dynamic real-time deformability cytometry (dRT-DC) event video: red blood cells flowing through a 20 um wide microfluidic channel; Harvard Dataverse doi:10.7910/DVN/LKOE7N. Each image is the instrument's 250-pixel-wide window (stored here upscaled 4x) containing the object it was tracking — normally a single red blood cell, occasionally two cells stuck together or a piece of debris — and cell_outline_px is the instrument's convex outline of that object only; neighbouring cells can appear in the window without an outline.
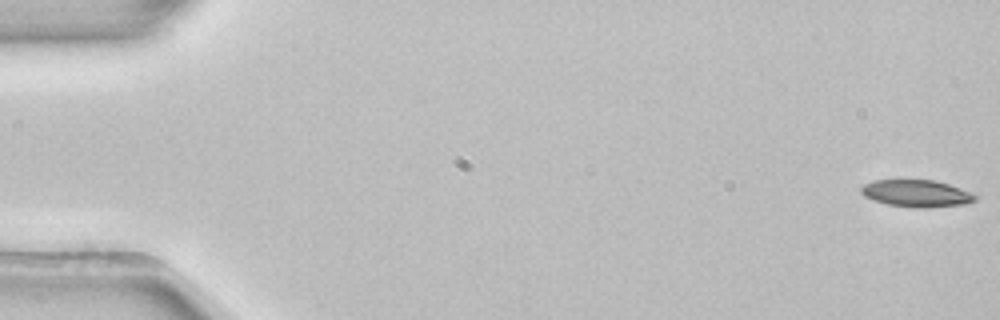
{"species": "common noctule bat (a hibernating species)", "species_latin": "Nyctalus noctula", "temperature_condition": "room temperature", "stored_images_in_passage": 53, "camera_frame_rate_fps": 3000, "um_per_image_px": 0.085, "animal": {"sex": "female", "body_mass_g": 22.7, "forearm_length_mm": 54.2}, "frame": {"image": 1, "passage_image": 1, "time_ms": 0.0, "image_size_px": [1000, 320], "cell_outline_px": [[980, 196], [976, 200], [968, 204], [924, 208], [920, 208], [888, 204], [872, 200], [864, 196], [860, 192], [860, 188], [864, 184], [872, 180], [936, 180], [972, 192]], "centroid_in_image_um": [77.94, 16.44], "position_along_channel_um": 7.1, "area_um2": 18.21}}
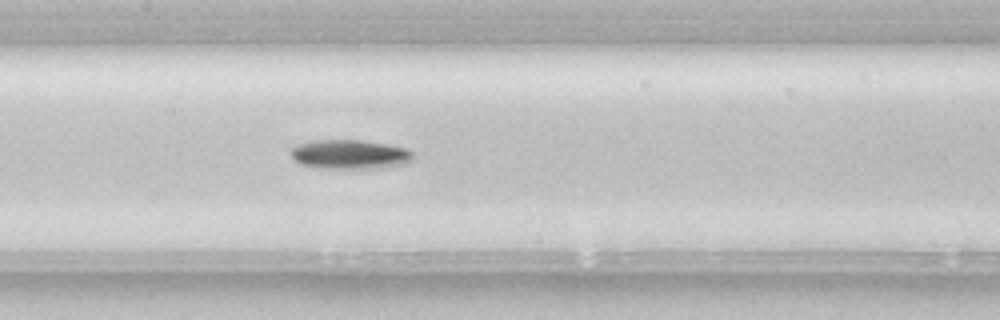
{"frame": {"image": 2, "passage_image": 26, "time_ms": 8.333, "image_size_px": [1000, 320], "cell_outline_px": [[412, 160], [408, 164], [384, 168], [320, 168], [300, 164], [292, 156], [292, 148], [296, 144], [316, 140], [364, 140], [388, 144], [408, 148], [412, 152]], "centroid_in_image_um": [29.8, 13.12], "position_along_channel_um": 177.6, "area_um2": 21.04}}
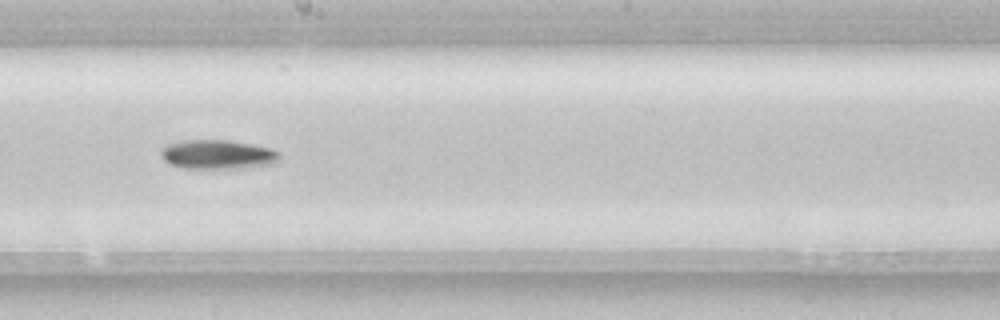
{"frame": {"image": 3, "passage_image": 30, "time_ms": 9.667, "image_size_px": [1000, 320], "cell_outline_px": [[280, 160], [272, 164], [244, 168], [184, 168], [168, 164], [160, 156], [160, 148], [168, 144], [180, 140], [228, 140], [252, 144], [272, 148], [280, 152]], "centroid_in_image_um": [18.49, 13.13], "position_along_channel_um": 229.7, "area_um2": 20.52}, "authors_computed_cell_mechanics": {"area_um2": 18.7272, "velocity_mm_per_s": 3.9144, "shape_relaxation_time_tau1_ms": 3.7359, "shape_relaxation_time_tau2_ms": null, "deformation_change_tau1": 0.1233, "deformation_change_tau2": null}}